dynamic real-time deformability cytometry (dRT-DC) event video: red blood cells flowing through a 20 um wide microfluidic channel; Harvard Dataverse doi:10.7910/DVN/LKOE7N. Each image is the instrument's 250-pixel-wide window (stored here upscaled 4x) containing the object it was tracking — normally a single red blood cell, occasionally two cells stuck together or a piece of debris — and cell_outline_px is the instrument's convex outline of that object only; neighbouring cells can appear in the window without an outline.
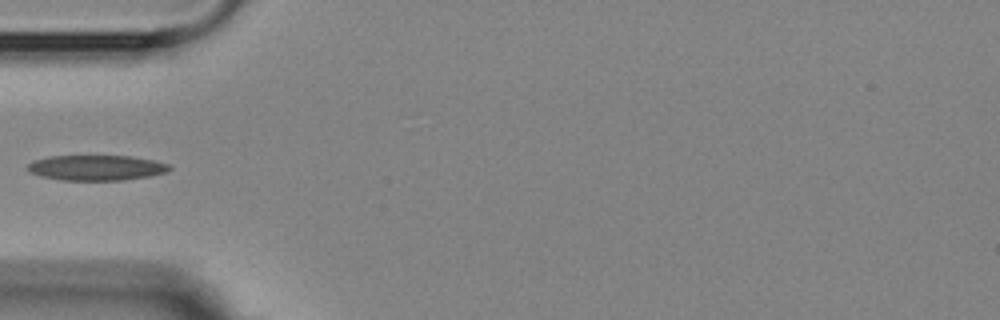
{"species": "Egyptian fruit bat (a non-hibernating species)", "species_latin": "Rousettus aegyptiacus", "temperature_condition": "room temperature", "stored_images_in_passage": 5, "camera_frame_rate_fps": 3000, "um_per_image_px": 0.085, "animal": {"sex": "female"}, "frame": {"image": 1, "passage_image": 5, "time_ms": 5.667, "image_size_px": [1000, 320], "cell_outline_px": [[172, 168], [168, 172], [148, 176], [124, 180], [64, 180], [40, 176], [28, 172], [28, 164], [32, 160], [48, 156], [132, 156], [152, 160], [168, 164]], "centroid_in_image_um": [8.17, 14.25], "position_along_channel_um": 76.8, "area_um2": 20.92}}